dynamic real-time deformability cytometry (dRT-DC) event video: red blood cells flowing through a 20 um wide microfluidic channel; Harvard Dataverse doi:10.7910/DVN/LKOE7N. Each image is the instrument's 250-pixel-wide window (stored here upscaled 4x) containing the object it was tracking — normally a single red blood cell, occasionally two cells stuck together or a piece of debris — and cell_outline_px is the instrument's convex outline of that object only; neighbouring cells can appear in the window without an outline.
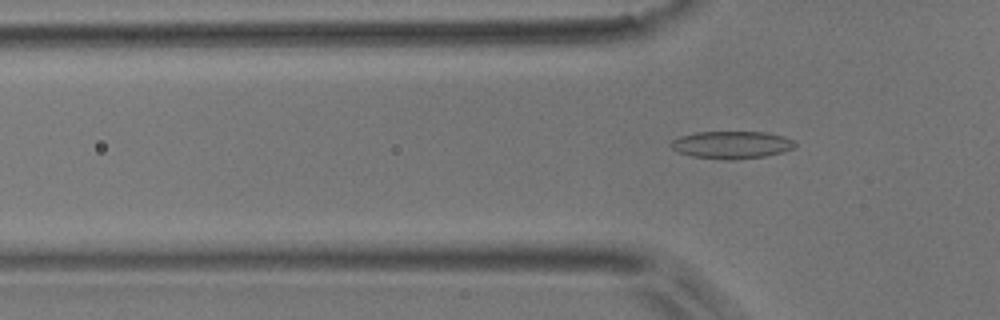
{"species": "common noctule bat (a hibernating species)", "species_latin": "Nyctalus noctula", "temperature_condition": "room temperature", "stored_images_in_passage": 4, "camera_frame_rate_fps": 3000, "um_per_image_px": 0.085, "animal": {"sex": "male", "body_mass_g": 17.9}, "frame": {"image": 1, "passage_image": 4, "time_ms": 4.333, "image_size_px": [1000, 320], "cell_outline_px": [[796, 144], [792, 148], [780, 152], [764, 156], [732, 160], [692, 156], [680, 152], [672, 148], [668, 144], [672, 140], [680, 136], [696, 132], [768, 132], [784, 136], [792, 140]], "centroid_in_image_um": [62.16, 12.3], "position_along_channel_um": 63.6, "area_um2": 19.65}}